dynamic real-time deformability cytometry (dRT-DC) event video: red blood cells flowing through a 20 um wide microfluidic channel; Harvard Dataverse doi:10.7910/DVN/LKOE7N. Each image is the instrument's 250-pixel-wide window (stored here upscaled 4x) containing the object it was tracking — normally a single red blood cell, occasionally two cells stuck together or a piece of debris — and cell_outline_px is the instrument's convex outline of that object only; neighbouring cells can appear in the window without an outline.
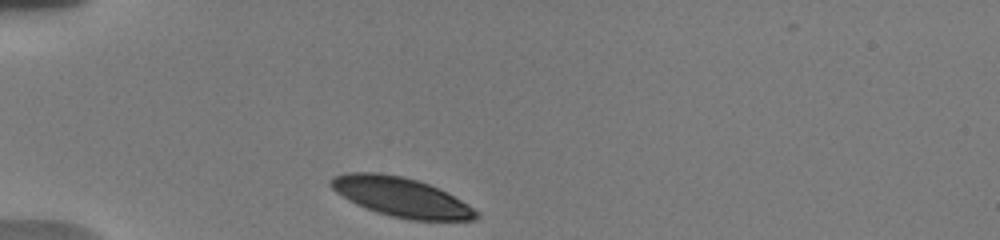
{"species": "human", "species_latin": "Homo sapiens", "temperature_condition": "warm", "stored_images_in_passage": 16, "camera_frame_rate_fps": 3000, "um_per_image_px": 0.085, "donor": {"sex": "male"}, "frame": {"image": 1, "passage_image": 1, "time_ms": 0.0, "image_size_px": [1000, 240], "cell_outline_px": [[480, 216], [476, 220], [408, 220], [376, 212], [356, 204], [348, 200], [336, 192], [328, 184], [328, 180], [332, 176], [344, 172], [380, 172], [404, 176], [428, 184], [460, 200], [480, 212]], "centroid_in_image_um": [34.04, 16.74], "position_along_channel_um": 51.0, "area_um2": 33.41}}
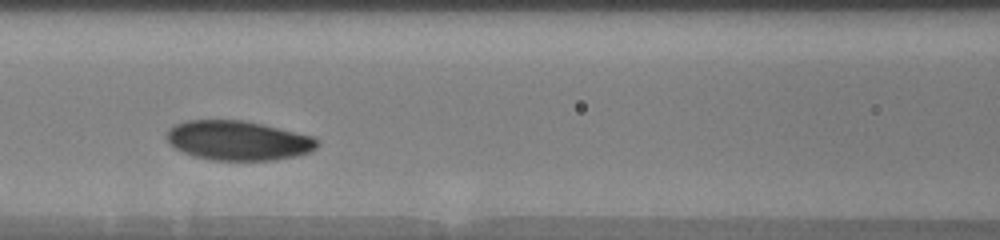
{"frame": {"image": 2, "passage_image": 11, "time_ms": 3.333, "image_size_px": [1000, 240], "cell_outline_px": [[320, 144], [316, 148], [308, 152], [296, 156], [276, 160], [212, 160], [192, 156], [176, 148], [168, 140], [168, 128], [184, 120], [244, 120], [312, 136], [320, 140]], "centroid_in_image_um": [20.26, 11.94], "position_along_channel_um": 146.3, "area_um2": 34.56}}
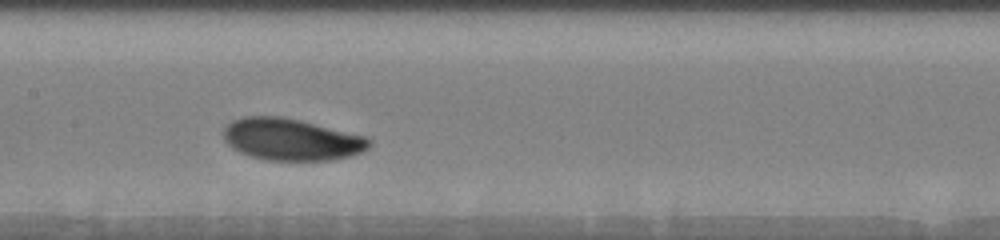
{"frame": {"image": 3, "passage_image": 15, "time_ms": 4.333, "image_size_px": [1000, 240], "cell_outline_px": [[372, 144], [368, 148], [352, 156], [332, 160], [264, 160], [240, 152], [232, 148], [224, 140], [224, 128], [232, 120], [244, 116], [280, 116], [300, 120], [368, 136], [372, 140]], "centroid_in_image_um": [24.8, 11.85], "position_along_channel_um": 182.6, "area_um2": 35.78}}